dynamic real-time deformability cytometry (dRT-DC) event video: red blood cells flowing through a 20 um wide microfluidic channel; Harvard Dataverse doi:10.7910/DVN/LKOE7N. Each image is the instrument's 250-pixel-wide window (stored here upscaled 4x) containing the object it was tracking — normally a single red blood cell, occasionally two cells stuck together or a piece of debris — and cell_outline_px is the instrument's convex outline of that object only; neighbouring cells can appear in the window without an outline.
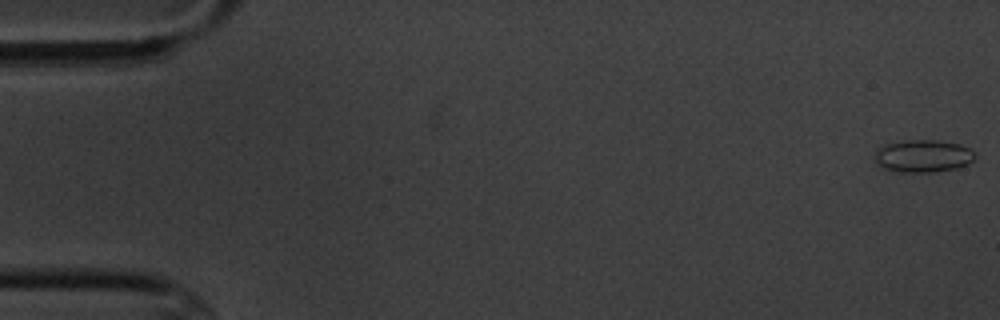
{"species": "common noctule bat (a hibernating species)", "species_latin": "Nyctalus noctula", "temperature_condition": "cold", "stored_images_in_passage": 5, "camera_frame_rate_fps": 3000, "um_per_image_px": 0.085, "animal": {"sex": "male", "body_mass_g": 20.1, "forearm_length_mm": 53.5}, "frame": {"image": 1, "passage_image": 1, "time_ms": 0.0, "image_size_px": [1000, 320], "cell_outline_px": [[976, 156], [968, 164], [956, 168], [936, 172], [900, 172], [884, 168], [876, 164], [872, 156], [876, 148], [884, 144], [904, 140], [940, 140], [960, 144], [968, 148]], "centroid_in_image_um": [78.39, 13.25], "position_along_channel_um": 6.6, "area_um2": 19.31}}
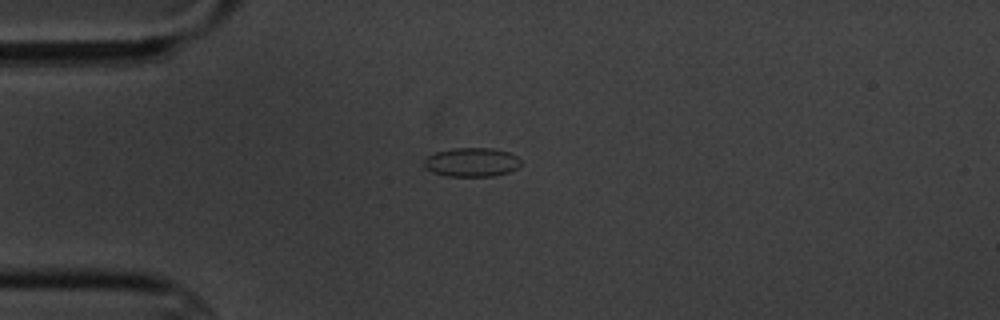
{"frame": {"image": 2, "passage_image": 5, "time_ms": 4.667, "image_size_px": [1000, 320], "cell_outline_px": [[520, 164], [516, 168], [508, 172], [492, 176], [448, 176], [432, 172], [424, 164], [424, 160], [428, 156], [436, 152], [452, 148], [492, 148], [508, 152], [516, 156], [520, 160]], "centroid_in_image_um": [40.09, 13.78], "position_along_channel_um": 44.9, "area_um2": 16.13}}